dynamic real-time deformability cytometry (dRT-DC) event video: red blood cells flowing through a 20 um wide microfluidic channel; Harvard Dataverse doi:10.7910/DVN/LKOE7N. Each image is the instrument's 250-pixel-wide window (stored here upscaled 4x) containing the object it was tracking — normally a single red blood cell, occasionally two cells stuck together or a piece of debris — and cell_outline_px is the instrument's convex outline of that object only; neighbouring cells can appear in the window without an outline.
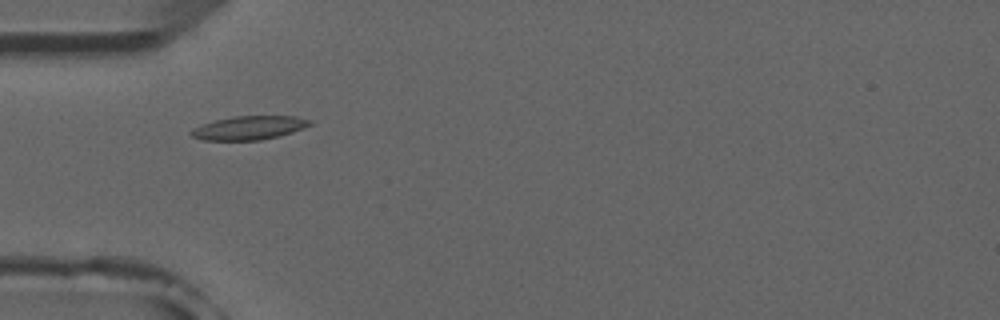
{"species": "common noctule bat (a hibernating species)", "species_latin": "Nyctalus noctula", "temperature_condition": "room temperature", "stored_images_in_passage": 6, "camera_frame_rate_fps": 3000, "um_per_image_px": 0.085, "animal": {"sex": "male", "forearm_length_mm": 52.5}, "frame": {"image": 1, "passage_image": 5, "time_ms": 4.667, "image_size_px": [1000, 320], "cell_outline_px": [[312, 124], [292, 132], [260, 140], [204, 140], [192, 136], [188, 132], [192, 128], [216, 120], [236, 116], [296, 116], [312, 120]], "centroid_in_image_um": [21.17, 10.86], "position_along_channel_um": 63.8, "area_um2": 16.18}}
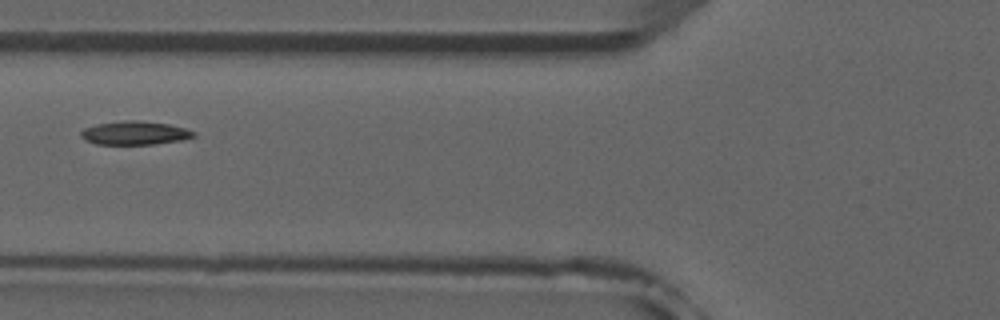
{"frame": {"image": 2, "passage_image": 6, "time_ms": 6.0, "image_size_px": [1000, 320], "cell_outline_px": [[196, 136], [180, 140], [152, 144], [96, 144], [84, 140], [80, 136], [80, 132], [84, 128], [96, 124], [124, 120], [140, 120], [168, 124], [184, 128], [196, 132]], "centroid_in_image_um": [11.42, 11.29], "position_along_channel_um": 114.4, "area_um2": 15.49}}